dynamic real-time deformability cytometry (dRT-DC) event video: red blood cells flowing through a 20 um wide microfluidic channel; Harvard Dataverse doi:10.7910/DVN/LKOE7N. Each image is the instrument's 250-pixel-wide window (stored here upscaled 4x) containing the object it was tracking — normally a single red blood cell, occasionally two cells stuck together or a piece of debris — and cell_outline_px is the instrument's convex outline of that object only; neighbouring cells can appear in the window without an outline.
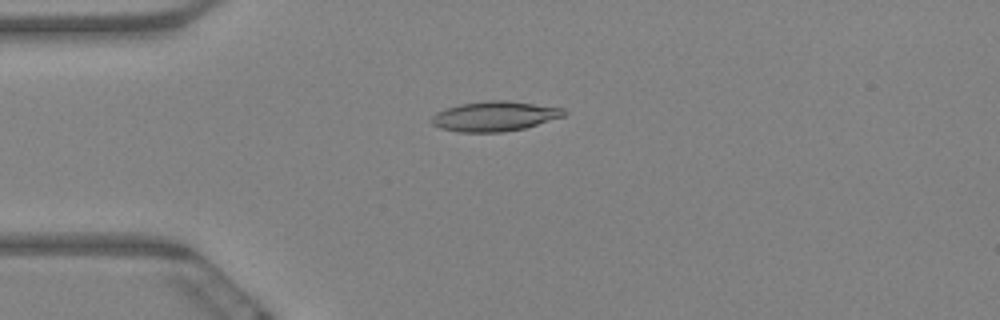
{"species": "Egyptian fruit bat (a non-hibernating species)", "species_latin": "Rousettus aegyptiacus", "temperature_condition": "warm", "stored_images_in_passage": 3, "camera_frame_rate_fps": 3000, "um_per_image_px": 0.085, "animal": {"sex": "female"}, "frame": {"image": 1, "passage_image": 2, "time_ms": 0.333, "image_size_px": [1000, 320], "cell_outline_px": [[568, 112], [564, 116], [524, 128], [500, 132], [460, 132], [440, 128], [432, 124], [432, 116], [436, 112], [460, 104], [484, 100], [508, 100], [564, 108]], "centroid_in_image_um": [42.05, 9.87], "position_along_channel_um": 42.9, "area_um2": 23.0}}